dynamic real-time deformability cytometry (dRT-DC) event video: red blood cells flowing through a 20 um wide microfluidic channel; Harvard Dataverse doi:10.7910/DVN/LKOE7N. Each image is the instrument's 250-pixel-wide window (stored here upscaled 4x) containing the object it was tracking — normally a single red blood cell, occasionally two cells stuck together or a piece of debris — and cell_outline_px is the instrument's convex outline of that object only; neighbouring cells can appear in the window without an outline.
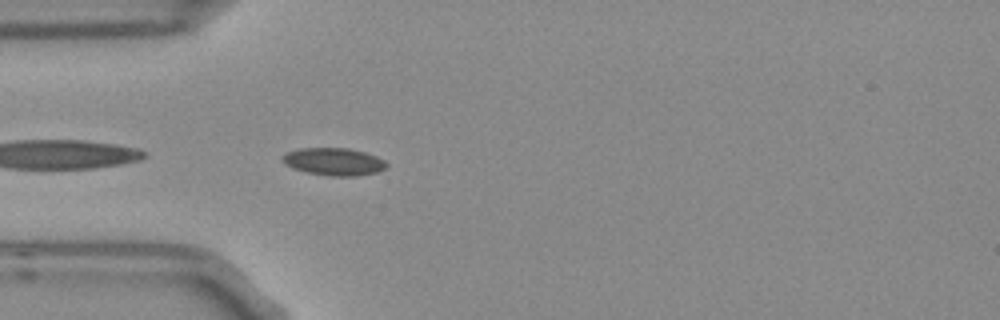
{"species": "Egyptian fruit bat (a non-hibernating species)", "species_latin": "Rousettus aegyptiacus", "temperature_condition": "room temperature", "stored_images_in_passage": 4, "camera_frame_rate_fps": 3000, "um_per_image_px": 0.085, "frame": {"image": 1, "passage_image": 4, "time_ms": 1.0, "image_size_px": [1000, 320], "cell_outline_px": [[388, 164], [384, 168], [376, 172], [356, 176], [328, 176], [308, 172], [292, 168], [284, 164], [280, 160], [280, 156], [288, 152], [300, 148], [348, 148], [364, 152], [376, 156], [384, 160]], "centroid_in_image_um": [28.33, 13.74], "position_along_channel_um": 56.7, "area_um2": 16.7}}